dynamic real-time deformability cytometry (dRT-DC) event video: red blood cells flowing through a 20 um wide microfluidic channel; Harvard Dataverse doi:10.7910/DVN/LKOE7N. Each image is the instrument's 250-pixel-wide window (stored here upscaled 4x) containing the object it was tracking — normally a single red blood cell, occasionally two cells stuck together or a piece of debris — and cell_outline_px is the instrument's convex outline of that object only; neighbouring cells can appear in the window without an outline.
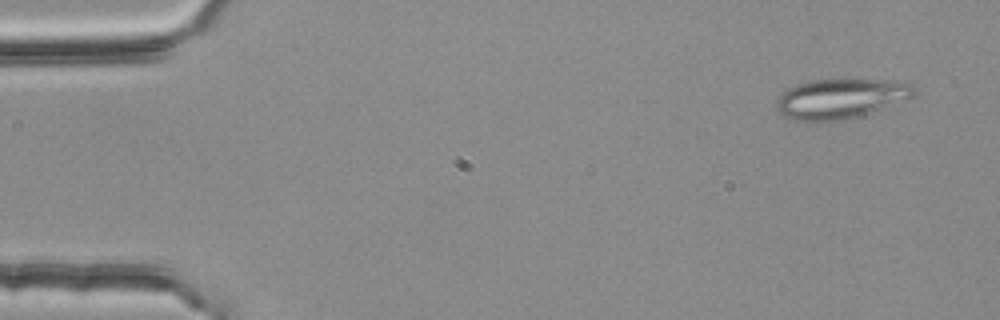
{"species": "common noctule bat (a hibernating species)", "species_latin": "Nyctalus noctula", "temperature_condition": "room temperature", "stored_images_in_passage": 53, "segment_of_instrument_passage": [1, 2], "camera_frame_rate_fps": 3000, "um_per_image_px": 0.085, "animal": {"sex": "female", "body_mass_g": 25.1}, "frame": {"image": 1, "passage_image": 3, "time_ms": 0.667, "image_size_px": [1000, 320], "cell_outline_px": [[916, 96], [908, 100], [868, 112], [836, 120], [792, 120], [784, 116], [776, 108], [776, 100], [788, 88], [796, 84], [808, 80], [848, 76], [892, 80], [912, 84], [916, 88]], "centroid_in_image_um": [71.5, 8.29], "position_along_channel_um": 13.5, "area_um2": 32.66}}